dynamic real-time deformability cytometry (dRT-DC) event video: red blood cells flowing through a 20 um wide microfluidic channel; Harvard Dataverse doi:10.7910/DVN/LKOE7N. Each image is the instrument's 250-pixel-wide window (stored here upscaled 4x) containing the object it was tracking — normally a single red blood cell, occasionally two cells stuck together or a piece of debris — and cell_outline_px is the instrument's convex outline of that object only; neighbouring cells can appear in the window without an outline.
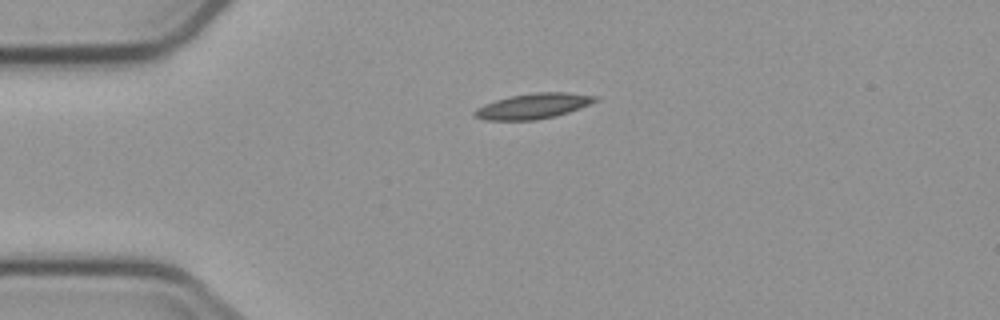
{"species": "common noctule bat (a hibernating species)", "species_latin": "Nyctalus noctula", "temperature_condition": "cold", "stored_images_in_passage": 3, "camera_frame_rate_fps": 3000, "um_per_image_px": 0.085, "animal": {"sex": "male", "body_mass_g": 23.1, "forearm_length_mm": 52.7}, "frame": {"image": 1, "passage_image": 1, "time_ms": 0.0, "image_size_px": [1000, 320], "cell_outline_px": [[600, 96], [596, 100], [580, 108], [556, 116], [536, 120], [484, 120], [476, 116], [472, 112], [476, 108], [484, 104], [496, 100], [512, 96], [536, 92], [564, 92]], "centroid_in_image_um": [45.31, 9.02], "position_along_channel_um": 39.7, "area_um2": 17.69}}
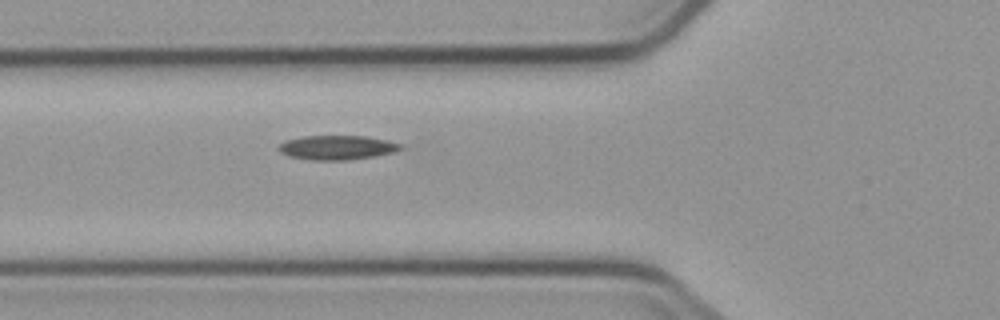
{"frame": {"image": 2, "passage_image": 3, "time_ms": 2.333, "image_size_px": [1000, 320], "cell_outline_px": [[404, 148], [396, 152], [348, 160], [312, 160], [288, 156], [280, 152], [280, 144], [284, 140], [304, 136], [368, 136], [388, 140], [404, 144]], "centroid_in_image_um": [28.71, 12.53], "position_along_channel_um": 97.1, "area_um2": 17.4}}